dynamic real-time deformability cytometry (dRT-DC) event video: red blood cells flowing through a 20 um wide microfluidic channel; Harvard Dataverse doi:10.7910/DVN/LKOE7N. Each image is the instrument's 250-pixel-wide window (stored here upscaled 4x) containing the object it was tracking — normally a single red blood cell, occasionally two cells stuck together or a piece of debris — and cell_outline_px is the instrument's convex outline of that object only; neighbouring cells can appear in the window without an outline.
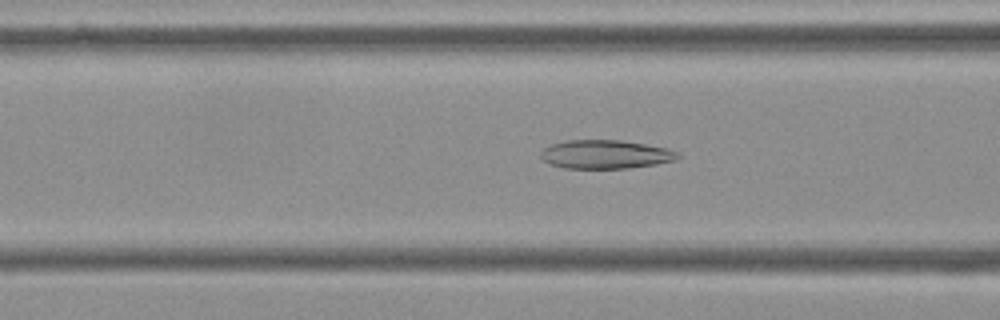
{"species": "Egyptian fruit bat (a non-hibernating species)", "species_latin": "Rousettus aegyptiacus", "temperature_condition": "cold", "stored_images_in_passage": 38, "camera_frame_rate_fps": 3000, "um_per_image_px": 0.085, "frame": {"image": 1, "passage_image": 4, "time_ms": 1.0, "image_size_px": [1000, 320], "cell_outline_px": [[680, 156], [676, 160], [656, 164], [628, 168], [564, 168], [548, 164], [540, 156], [540, 152], [544, 148], [552, 144], [568, 140], [620, 140], [668, 148], [680, 152]], "centroid_in_image_um": [51.48, 13.12], "position_along_channel_um": 115.1, "area_um2": 22.95}}
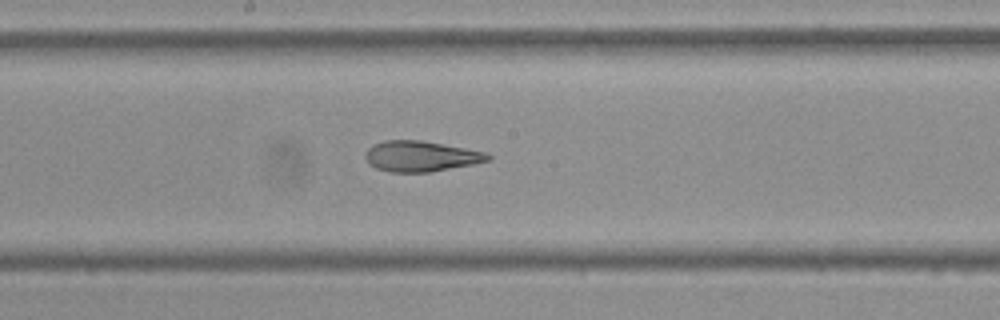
{"frame": {"image": 2, "passage_image": 12, "time_ms": 3.667, "image_size_px": [1000, 320], "cell_outline_px": [[492, 160], [476, 164], [428, 172], [388, 172], [376, 168], [368, 164], [364, 156], [364, 152], [372, 144], [384, 140], [420, 140], [488, 152], [492, 156]], "centroid_in_image_um": [35.77, 13.28], "position_along_channel_um": 212.4, "area_um2": 22.2}}
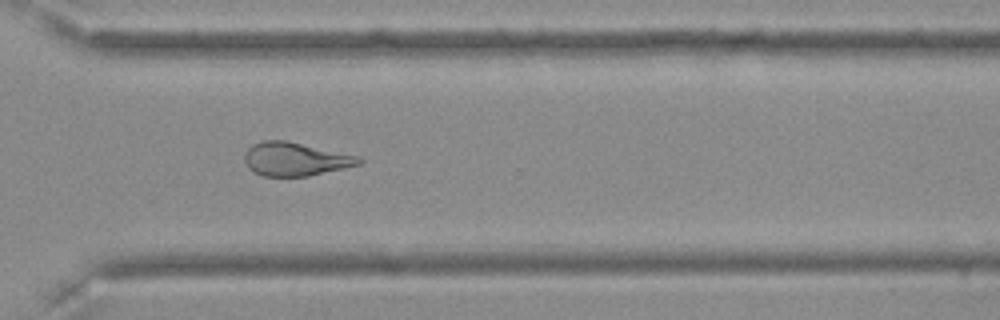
{"frame": {"image": 3, "passage_image": 23, "time_ms": 7.333, "image_size_px": [1000, 320], "cell_outline_px": [[364, 160], [360, 164], [344, 168], [308, 176], [264, 176], [248, 168], [244, 160], [244, 152], [252, 144], [264, 140], [284, 140], [360, 156]], "centroid_in_image_um": [25.09, 13.52], "position_along_channel_um": 345.5, "area_um2": 22.25}}